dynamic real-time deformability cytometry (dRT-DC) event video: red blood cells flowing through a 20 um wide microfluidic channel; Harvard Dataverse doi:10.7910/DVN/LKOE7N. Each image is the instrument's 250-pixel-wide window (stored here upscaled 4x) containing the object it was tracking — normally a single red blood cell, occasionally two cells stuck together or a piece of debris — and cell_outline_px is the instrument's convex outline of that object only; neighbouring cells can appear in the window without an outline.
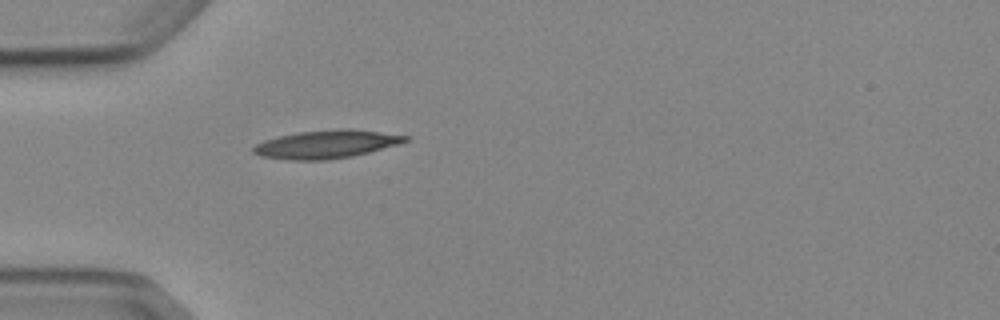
{"species": "Egyptian fruit bat (a non-hibernating species)", "species_latin": "Rousettus aegyptiacus", "temperature_condition": "cold", "stored_images_in_passage": 1, "camera_frame_rate_fps": 3000, "um_per_image_px": 0.085, "animal": {"sex": "female"}, "frame": {"image": 1, "passage_image": 1, "time_ms": 0.0, "image_size_px": [1000, 320], "cell_outline_px": [[412, 140], [400, 144], [352, 156], [328, 160], [288, 160], [260, 156], [252, 152], [252, 148], [256, 144], [264, 140], [280, 136], [300, 132], [340, 128], [352, 128], [412, 136]], "centroid_in_image_um": [27.8, 12.25], "position_along_channel_um": 57.2, "area_um2": 25.2}}